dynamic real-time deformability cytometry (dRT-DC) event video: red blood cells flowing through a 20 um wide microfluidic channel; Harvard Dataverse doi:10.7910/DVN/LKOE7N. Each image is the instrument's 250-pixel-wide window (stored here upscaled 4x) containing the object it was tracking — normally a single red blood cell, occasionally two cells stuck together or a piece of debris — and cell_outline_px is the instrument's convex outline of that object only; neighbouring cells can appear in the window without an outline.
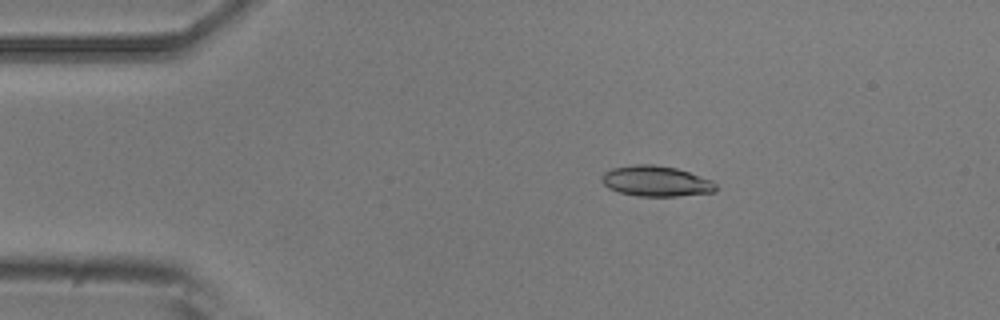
{"species": "common noctule bat (a hibernating species)", "species_latin": "Nyctalus noctula", "temperature_condition": "room temperature", "stored_images_in_passage": 4, "camera_frame_rate_fps": 3000, "um_per_image_px": 0.085, "animal": {"sex": "male", "body_mass_g": 20.5, "forearm_length_mm": 52.5}, "frame": {"image": 1, "passage_image": 2, "time_ms": 0.333, "image_size_px": [1000, 320], "cell_outline_px": [[716, 192], [676, 196], [636, 196], [620, 192], [608, 188], [600, 180], [604, 172], [612, 168], [636, 164], [652, 164], [676, 168], [712, 180], [716, 184]], "centroid_in_image_um": [55.75, 15.4], "position_along_channel_um": 29.2, "area_um2": 20.29}}
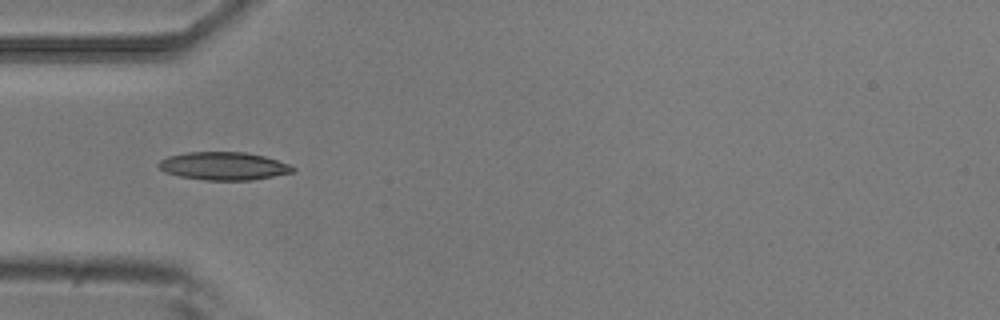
{"frame": {"image": 2, "passage_image": 4, "time_ms": 1.0, "image_size_px": [1000, 320], "cell_outline_px": [[296, 172], [252, 180], [204, 180], [180, 176], [164, 172], [156, 164], [160, 160], [168, 156], [188, 152], [244, 152], [264, 156], [288, 164], [296, 168]], "centroid_in_image_um": [19.01, 14.11], "position_along_channel_um": 66.0, "area_um2": 21.91}}